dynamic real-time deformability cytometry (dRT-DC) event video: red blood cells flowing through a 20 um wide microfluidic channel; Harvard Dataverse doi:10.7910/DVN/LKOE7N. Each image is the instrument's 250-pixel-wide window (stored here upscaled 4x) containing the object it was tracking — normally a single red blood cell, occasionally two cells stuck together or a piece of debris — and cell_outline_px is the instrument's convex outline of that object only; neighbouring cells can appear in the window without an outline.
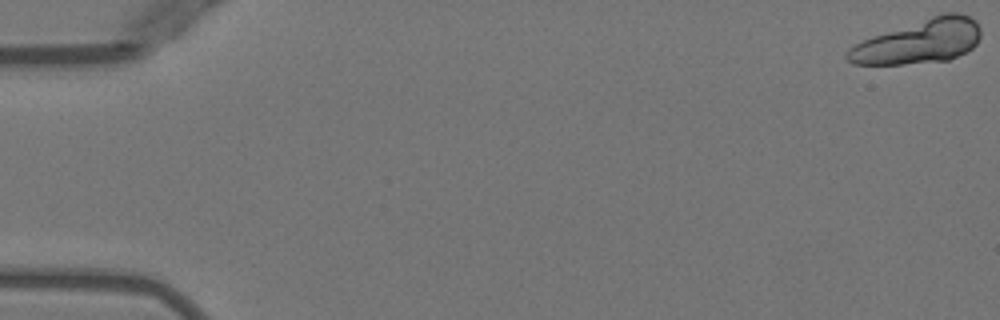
{"species": "Egyptian fruit bat (a non-hibernating species)", "species_latin": "Rousettus aegyptiacus", "temperature_condition": "warm", "stored_images_in_passage": 30, "camera_frame_rate_fps": 3000, "um_per_image_px": 0.085, "animal": {"sex": "female"}, "frame": {"image": 1, "passage_image": 1, "time_ms": 0.0, "image_size_px": [1000, 320], "cell_outline_px": [[980, 36], [976, 44], [972, 48], [948, 60], [904, 64], [852, 64], [844, 56], [848, 48], [872, 36], [940, 12], [960, 12], [976, 20], [980, 28]], "centroid_in_image_um": [78.11, 3.51], "position_along_channel_um": 6.9, "area_um2": 34.22}}